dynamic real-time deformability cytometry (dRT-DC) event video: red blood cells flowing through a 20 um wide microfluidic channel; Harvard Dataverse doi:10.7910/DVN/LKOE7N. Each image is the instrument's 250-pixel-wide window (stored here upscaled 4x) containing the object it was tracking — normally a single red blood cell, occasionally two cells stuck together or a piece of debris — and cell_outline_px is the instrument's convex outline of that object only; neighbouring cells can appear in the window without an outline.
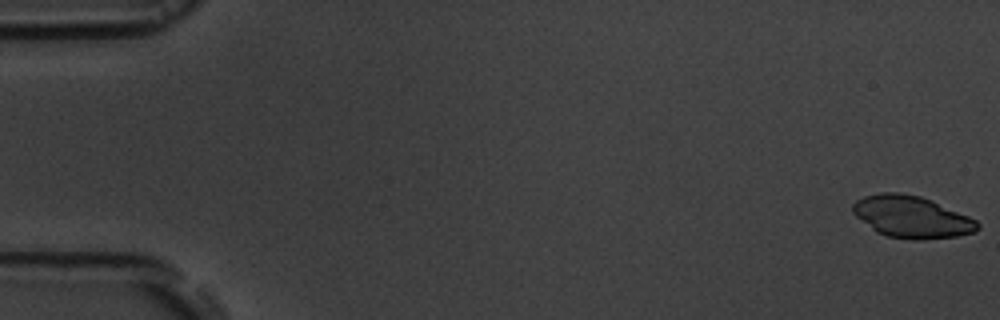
{"species": "common noctule bat (a hibernating species)", "species_latin": "Nyctalus noctula", "temperature_condition": "room temperature", "stored_images_in_passage": 7, "camera_frame_rate_fps": 3000, "um_per_image_px": 0.085, "animal": {"sex": "male", "body_mass_g": 19.5, "forearm_length_mm": 54.6}, "frame": {"image": 1, "passage_image": 1, "time_ms": 0.0, "image_size_px": [1000, 320], "cell_outline_px": [[980, 228], [976, 232], [956, 236], [916, 240], [888, 236], [876, 232], [856, 216], [852, 212], [852, 204], [856, 200], [864, 196], [880, 192], [896, 192], [920, 196], [932, 200], [968, 216], [976, 220], [980, 224]], "centroid_in_image_um": [77.49, 18.43], "position_along_channel_um": 7.5, "area_um2": 30.4}}